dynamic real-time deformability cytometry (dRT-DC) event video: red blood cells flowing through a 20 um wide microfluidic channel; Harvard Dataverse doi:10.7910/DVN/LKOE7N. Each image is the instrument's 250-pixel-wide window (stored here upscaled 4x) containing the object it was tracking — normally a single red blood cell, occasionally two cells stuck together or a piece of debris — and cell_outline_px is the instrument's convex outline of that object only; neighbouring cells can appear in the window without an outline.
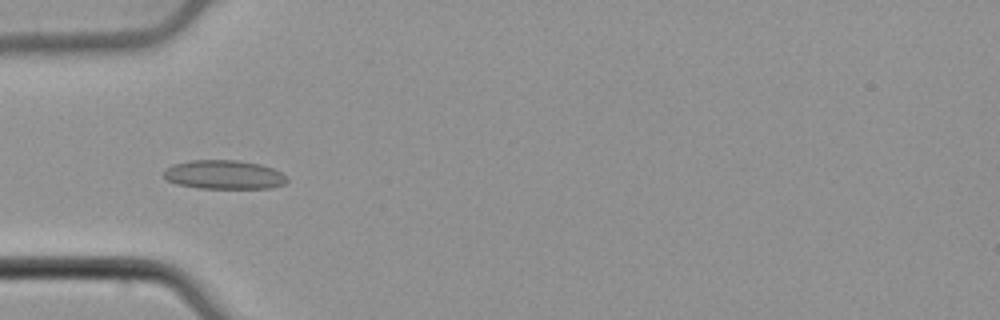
{"species": "common noctule bat (a hibernating species)", "species_latin": "Nyctalus noctula", "temperature_condition": "cold", "stored_images_in_passage": 56, "camera_frame_rate_fps": 3000, "um_per_image_px": 0.085, "animal": {"sex": "male", "body_mass_g": 21.5, "forearm_length_mm": 52.0}, "frame": {"image": 1, "passage_image": 19, "time_ms": 6.0, "image_size_px": [1000, 320], "cell_outline_px": [[288, 180], [284, 184], [272, 188], [200, 188], [176, 184], [168, 180], [164, 176], [164, 172], [172, 164], [192, 160], [236, 160], [260, 164], [272, 168], [280, 172]], "centroid_in_image_um": [19.04, 14.85], "position_along_channel_um": 66.0, "area_um2": 20.63}}
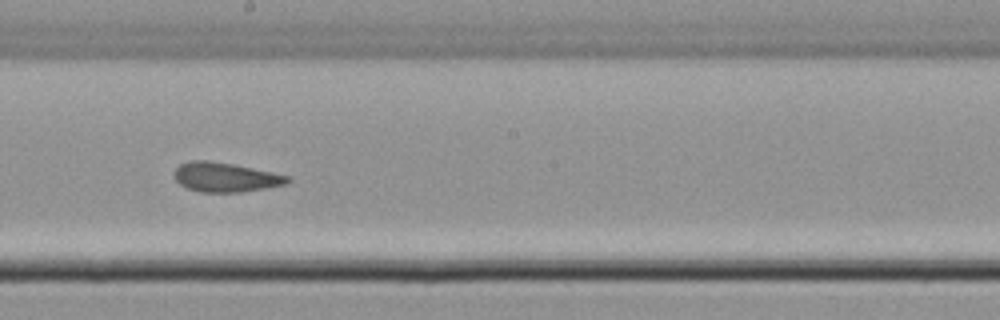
{"frame": {"image": 2, "passage_image": 32, "time_ms": 10.333, "image_size_px": [1000, 320], "cell_outline_px": [[292, 180], [288, 184], [268, 188], [240, 192], [200, 192], [188, 188], [180, 184], [176, 180], [176, 168], [180, 164], [192, 160], [208, 160], [232, 164], [272, 172], [288, 176]], "centroid_in_image_um": [19.2, 15.07], "position_along_channel_um": 229.0, "area_um2": 19.31}}
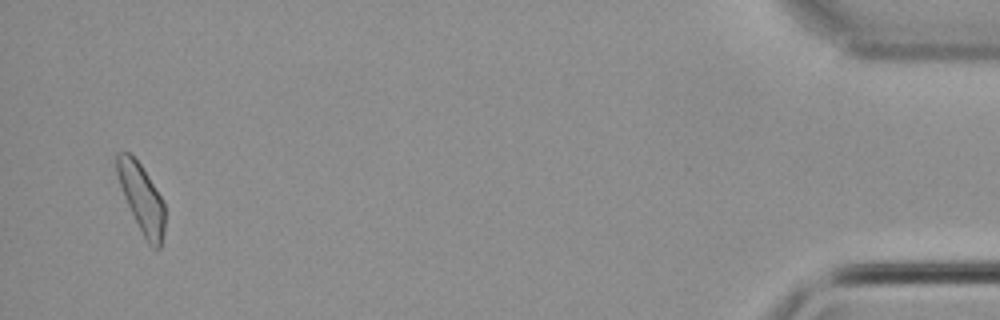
{"frame": {"image": 3, "passage_image": 54, "time_ms": 17.667, "image_size_px": [1000, 320], "cell_outline_px": [[164, 232], [160, 248], [152, 248], [148, 244], [124, 196], [116, 172], [116, 152], [128, 152], [140, 164], [148, 176], [160, 196], [164, 204]], "centroid_in_image_um": [12.03, 16.85], "position_along_channel_um": 423.2, "area_um2": 18.55}, "authors_computed_cell_mechanics": {"area_um2": 19.7098, "velocity_mm_per_s": 3.8158, "shape_relaxation_time_tau1_ms": 6.9066, "shape_relaxation_time_tau2_ms": 1.2864, "deformation_change_tau1": 0.0862, "deformation_change_tau2": 0.0821}}